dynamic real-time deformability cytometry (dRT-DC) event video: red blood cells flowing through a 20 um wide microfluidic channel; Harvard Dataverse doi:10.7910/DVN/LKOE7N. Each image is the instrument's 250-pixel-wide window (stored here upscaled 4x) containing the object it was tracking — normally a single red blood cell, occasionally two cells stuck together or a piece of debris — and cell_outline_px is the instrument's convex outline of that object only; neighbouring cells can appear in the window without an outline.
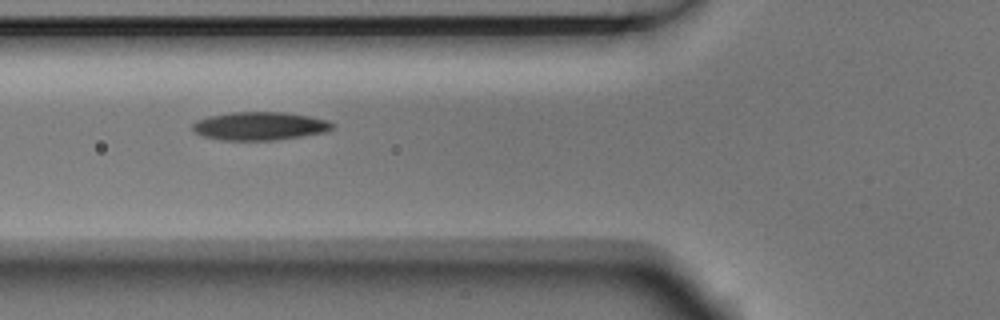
{"species": "Egyptian fruit bat (a non-hibernating species)", "species_latin": "Rousettus aegyptiacus", "temperature_condition": "room temperature", "stored_images_in_passage": 10, "camera_frame_rate_fps": 3000, "um_per_image_px": 0.085, "animal": {"sex": "male"}, "frame": {"image": 1, "passage_image": 6, "time_ms": 1.667, "image_size_px": [1000, 320], "cell_outline_px": [[336, 128], [324, 132], [300, 136], [272, 140], [224, 140], [204, 136], [196, 132], [192, 128], [192, 124], [196, 120], [208, 116], [232, 112], [284, 112], [312, 116], [328, 120], [336, 124]], "centroid_in_image_um": [22.12, 10.7], "position_along_channel_um": 103.7, "area_um2": 23.06}}
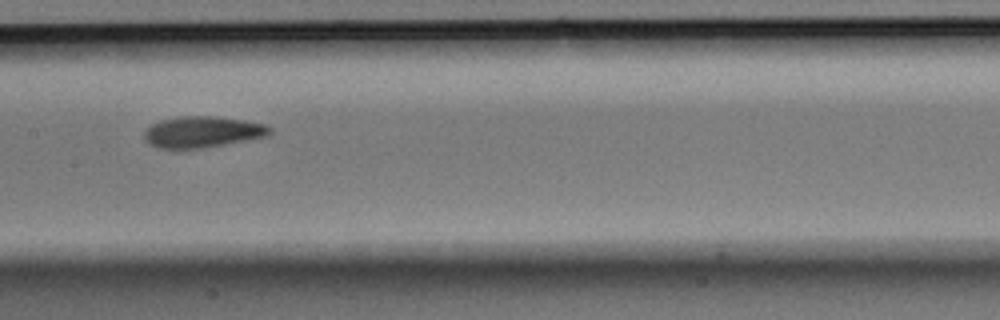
{"frame": {"image": 2, "passage_image": 8, "time_ms": 2.333, "image_size_px": [1000, 320], "cell_outline_px": [[272, 132], [268, 136], [204, 148], [156, 148], [148, 144], [144, 140], [144, 132], [152, 124], [160, 120], [176, 116], [216, 116], [244, 120], [264, 124], [272, 128]], "centroid_in_image_um": [17.19, 11.21], "position_along_channel_um": 190.2, "area_um2": 23.0}}
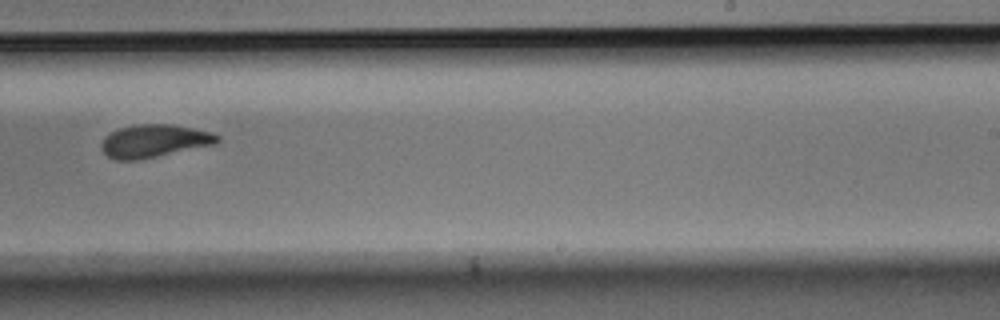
{"frame": {"image": 3, "passage_image": 10, "time_ms": 3.0, "image_size_px": [1000, 320], "cell_outline_px": [[220, 140], [216, 144], [136, 160], [116, 160], [108, 156], [100, 148], [100, 144], [104, 136], [120, 128], [140, 124], [172, 124], [212, 132], [220, 136]], "centroid_in_image_um": [13.1, 11.98], "position_along_channel_um": 275.9, "area_um2": 22.08}}